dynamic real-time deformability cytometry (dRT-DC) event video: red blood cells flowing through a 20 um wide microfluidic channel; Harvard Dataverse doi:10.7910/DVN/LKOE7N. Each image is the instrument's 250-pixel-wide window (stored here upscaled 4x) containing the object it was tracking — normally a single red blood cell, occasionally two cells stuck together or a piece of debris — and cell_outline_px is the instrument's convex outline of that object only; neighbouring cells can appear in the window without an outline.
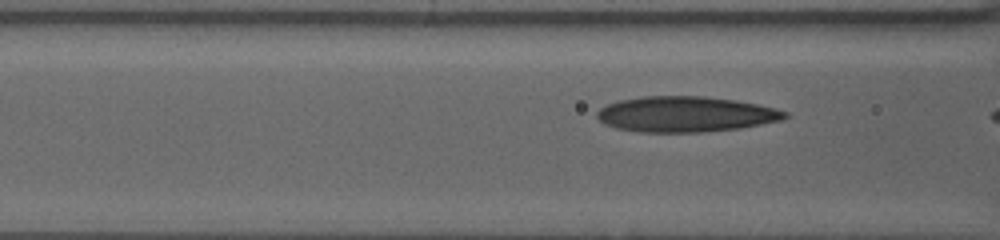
{"species": "human", "species_latin": "Homo sapiens", "temperature_condition": "warm", "stored_images_in_passage": 7, "segment_of_instrument_passage": [2, 2], "camera_frame_rate_fps": 3000, "um_per_image_px": 0.085, "donor": {"sex": "female"}, "frame": {"image": 1, "passage_image": 4, "time_ms": 1.0, "image_size_px": [1000, 240], "cell_outline_px": [[788, 116], [780, 120], [740, 128], [704, 132], [640, 132], [616, 128], [604, 124], [596, 116], [596, 112], [600, 108], [608, 104], [620, 100], [640, 96], [704, 96], [736, 100], [776, 108], [788, 112]], "centroid_in_image_um": [58.25, 9.7], "position_along_channel_um": 108.3, "area_um2": 38.96}}